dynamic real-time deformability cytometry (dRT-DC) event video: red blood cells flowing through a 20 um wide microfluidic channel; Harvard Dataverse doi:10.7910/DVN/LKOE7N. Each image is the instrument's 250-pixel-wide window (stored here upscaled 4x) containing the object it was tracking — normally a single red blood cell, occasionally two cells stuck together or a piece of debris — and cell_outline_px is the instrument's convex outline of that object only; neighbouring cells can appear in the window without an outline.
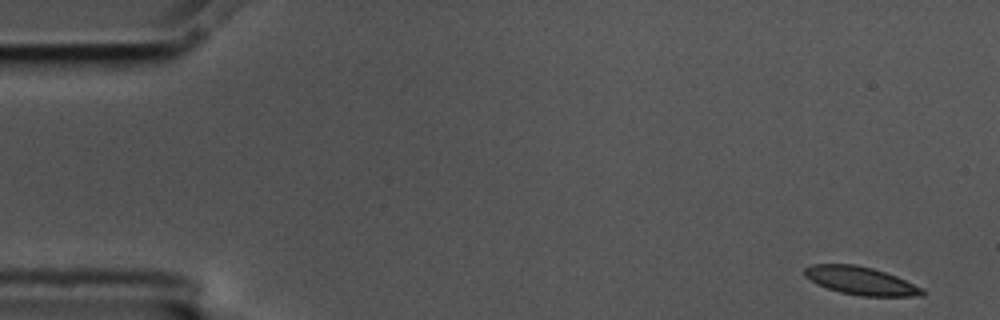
{"species": "common noctule bat (a hibernating species)", "species_latin": "Nyctalus noctula", "temperature_condition": "cold", "stored_images_in_passage": 55, "camera_frame_rate_fps": 3000, "um_per_image_px": 0.085, "animal": {"sex": "male", "body_mass_g": 17.5, "forearm_length_mm": 52.3}, "frame": {"image": 1, "passage_image": 1, "time_ms": 0.0, "image_size_px": [1000, 320], "cell_outline_px": [[924, 296], [860, 296], [840, 292], [816, 284], [804, 276], [804, 268], [812, 264], [856, 264], [872, 268], [896, 276], [924, 288]], "centroid_in_image_um": [73.16, 23.86], "position_along_channel_um": 11.8, "area_um2": 19.31}}
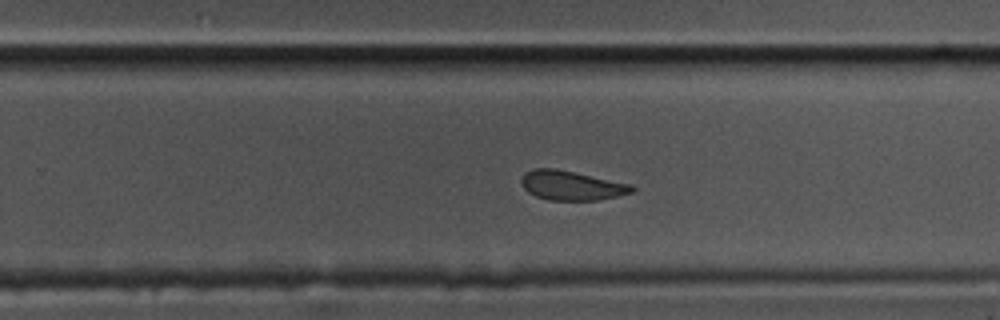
{"frame": {"image": 2, "passage_image": 34, "time_ms": 11.0, "image_size_px": [1000, 320], "cell_outline_px": [[636, 188], [632, 192], [616, 196], [596, 200], [548, 200], [536, 196], [528, 192], [520, 184], [520, 180], [524, 172], [532, 168], [556, 168], [632, 184]], "centroid_in_image_um": [48.54, 15.75], "position_along_channel_um": 281.3, "area_um2": 19.07}}
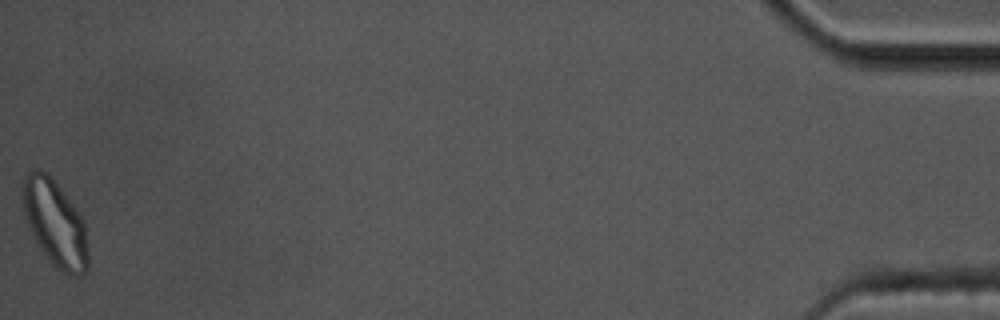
{"frame": {"image": 3, "passage_image": 55, "time_ms": 18.0, "image_size_px": [1000, 320], "cell_outline_px": [[88, 268], [84, 276], [72, 276], [64, 272], [48, 260], [40, 248], [28, 224], [24, 212], [20, 196], [20, 184], [24, 176], [28, 172], [36, 168], [48, 172], [64, 192], [76, 208], [84, 220], [88, 248]], "centroid_in_image_um": [4.67, 18.93], "position_along_channel_um": 430.5, "area_um2": 33.41}, "authors_computed_cell_mechanics": {"area_um2": 20.0566, "velocity_mm_per_s": 3.5435, "shape_relaxation_time_tau1_ms": 10.8756, "shape_relaxation_time_tau2_ms": 1.6348, "deformation_change_tau1": 0.1696, "deformation_change_tau2": 0.0637}}